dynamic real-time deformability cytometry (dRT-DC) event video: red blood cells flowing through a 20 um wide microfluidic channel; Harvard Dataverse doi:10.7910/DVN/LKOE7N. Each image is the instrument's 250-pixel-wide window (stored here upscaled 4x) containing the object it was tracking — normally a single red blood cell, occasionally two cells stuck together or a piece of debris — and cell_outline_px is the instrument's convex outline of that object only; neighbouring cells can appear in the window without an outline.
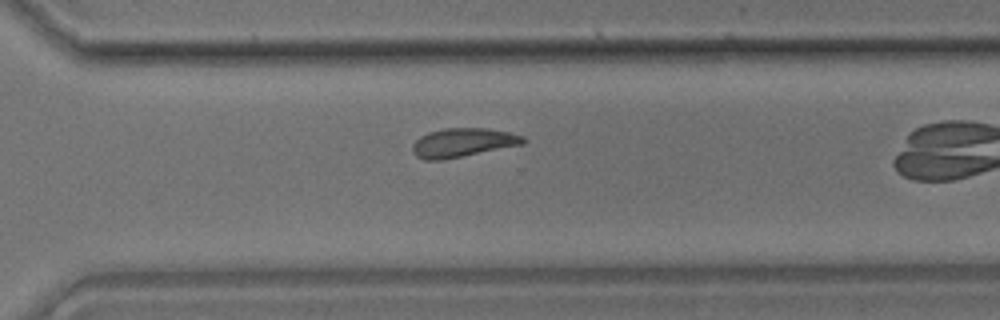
{"species": "common noctule bat (a hibernating species)", "species_latin": "Nyctalus noctula", "temperature_condition": "room temperature", "stored_images_in_passage": 25, "camera_frame_rate_fps": 3000, "um_per_image_px": 0.085, "animal": {"sex": "male", "body_mass_g": 17.9}, "frame": {"image": 1, "passage_image": 22, "time_ms": 7.0, "image_size_px": [1000, 320], "cell_outline_px": [[528, 140], [524, 144], [440, 160], [424, 160], [416, 156], [412, 152], [412, 144], [420, 136], [428, 132], [444, 128], [488, 128], [508, 132], [524, 136]], "centroid_in_image_um": [39.33, 12.11], "position_along_channel_um": 331.3, "area_um2": 18.61}}